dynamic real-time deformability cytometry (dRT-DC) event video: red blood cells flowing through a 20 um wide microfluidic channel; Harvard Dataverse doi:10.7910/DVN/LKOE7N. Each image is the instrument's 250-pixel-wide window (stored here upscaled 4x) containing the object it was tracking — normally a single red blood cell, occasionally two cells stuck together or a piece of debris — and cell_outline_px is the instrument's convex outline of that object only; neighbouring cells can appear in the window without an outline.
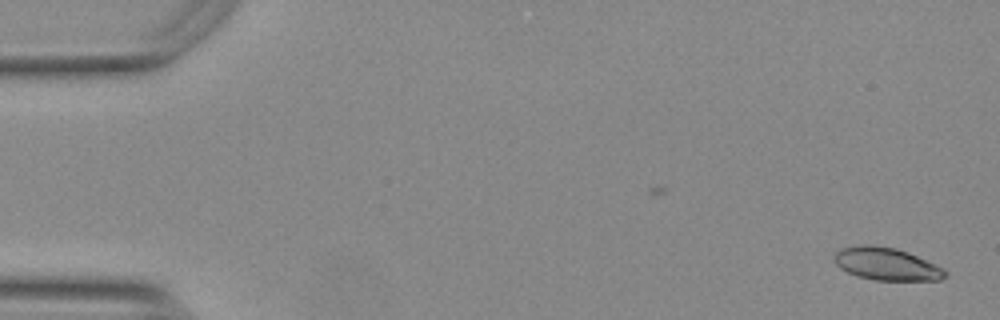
{"species": "Egyptian fruit bat (a non-hibernating species)", "species_latin": "Rousettus aegyptiacus", "temperature_condition": "warm", "stored_images_in_passage": 10, "camera_frame_rate_fps": 3000, "um_per_image_px": 0.085, "animal": {"sex": "female"}, "frame": {"image": 1, "passage_image": 1, "time_ms": 0.0, "image_size_px": [1000, 320], "cell_outline_px": [[948, 276], [940, 280], [876, 280], [856, 276], [840, 268], [832, 260], [832, 256], [840, 248], [860, 244], [872, 244], [896, 248], [908, 252], [936, 264], [944, 268], [948, 272]], "centroid_in_image_um": [75.34, 22.42], "position_along_channel_um": 9.7, "area_um2": 21.44}}